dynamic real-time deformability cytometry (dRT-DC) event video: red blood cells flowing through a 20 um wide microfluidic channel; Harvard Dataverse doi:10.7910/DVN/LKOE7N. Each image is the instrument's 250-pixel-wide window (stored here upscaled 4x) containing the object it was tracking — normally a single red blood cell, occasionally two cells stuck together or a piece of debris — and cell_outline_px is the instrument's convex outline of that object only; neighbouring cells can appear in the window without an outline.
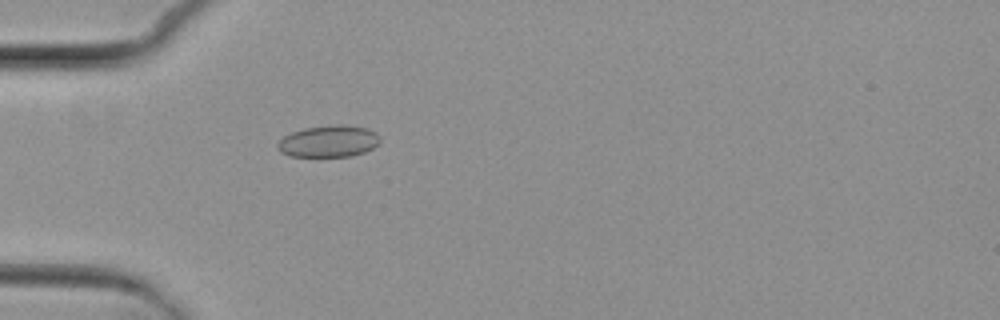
{"species": "common noctule bat (a hibernating species)", "species_latin": "Nyctalus noctula", "temperature_condition": "cold", "stored_images_in_passage": 4, "camera_frame_rate_fps": 3000, "um_per_image_px": 0.085, "animal": {"sex": "female", "body_mass_g": 29.2, "forearm_length_mm": 56.3}, "frame": {"image": 1, "passage_image": 4, "time_ms": 3.667, "image_size_px": [1000, 320], "cell_outline_px": [[380, 144], [364, 152], [352, 156], [288, 156], [280, 152], [276, 148], [276, 144], [284, 136], [292, 132], [304, 128], [332, 124], [344, 124], [368, 128], [376, 132], [380, 136]], "centroid_in_image_um": [27.95, 12.0], "position_along_channel_um": 57.1, "area_um2": 19.25}}